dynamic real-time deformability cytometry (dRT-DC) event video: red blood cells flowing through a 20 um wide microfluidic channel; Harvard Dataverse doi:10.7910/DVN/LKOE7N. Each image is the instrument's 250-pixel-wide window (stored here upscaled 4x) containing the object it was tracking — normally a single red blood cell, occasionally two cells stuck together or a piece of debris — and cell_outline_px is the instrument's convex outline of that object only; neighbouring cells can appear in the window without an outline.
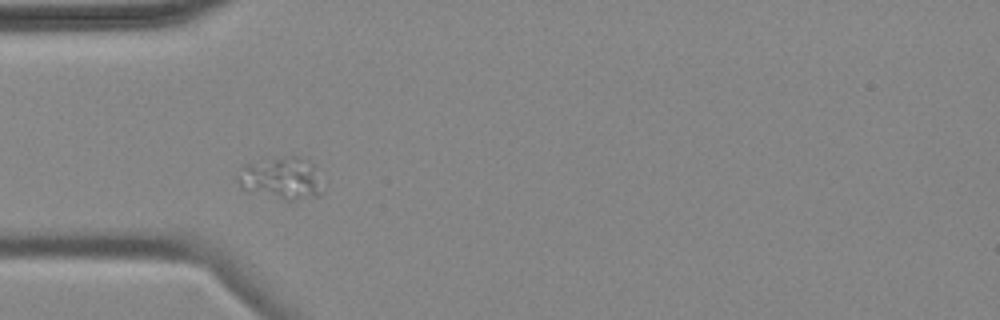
{"species": "common noctule bat (a hibernating species)", "species_latin": "Nyctalus noctula", "temperature_condition": "cold", "stored_images_in_passage": 2, "camera_frame_rate_fps": 3000, "um_per_image_px": 0.085, "animal": {"sex": "female", "body_mass_g": 18.4}, "frame": {"image": 1, "passage_image": 1, "time_ms": 0.0, "image_size_px": [1000, 320], "cell_outline_px": [[324, 192], [320, 196], [292, 200], [284, 200], [248, 192], [240, 188], [236, 180], [236, 176], [244, 164], [264, 156], [296, 156], [312, 164]], "centroid_in_image_um": [23.82, 15.14], "position_along_channel_um": 61.2, "area_um2": 21.56}}